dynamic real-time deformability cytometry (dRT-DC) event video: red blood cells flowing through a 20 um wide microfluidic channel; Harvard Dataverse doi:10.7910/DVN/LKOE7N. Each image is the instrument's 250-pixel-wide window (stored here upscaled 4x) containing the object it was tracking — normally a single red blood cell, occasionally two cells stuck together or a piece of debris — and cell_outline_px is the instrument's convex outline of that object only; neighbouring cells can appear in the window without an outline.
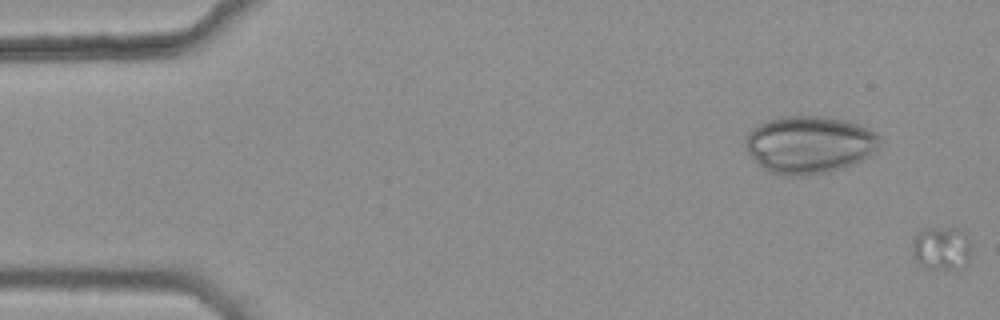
{"species": "common noctule bat (a hibernating species)", "species_latin": "Nyctalus noctula", "temperature_condition": "warm", "stored_images_in_passage": 2, "camera_frame_rate_fps": 3000, "um_per_image_px": 0.085, "animal": {"sex": "female", "body_mass_g": 25.1}, "frame": {"image": 1, "passage_image": 2, "time_ms": 0.333, "image_size_px": [1000, 320], "cell_outline_px": [[972, 252], [968, 260], [960, 268], [928, 268], [920, 264], [916, 260], [912, 252], [912, 244], [916, 236], [920, 232], [928, 228], [964, 228]], "centroid_in_image_um": [80.06, 21.08], "position_along_channel_um": 4.9, "area_um2": 14.8}}